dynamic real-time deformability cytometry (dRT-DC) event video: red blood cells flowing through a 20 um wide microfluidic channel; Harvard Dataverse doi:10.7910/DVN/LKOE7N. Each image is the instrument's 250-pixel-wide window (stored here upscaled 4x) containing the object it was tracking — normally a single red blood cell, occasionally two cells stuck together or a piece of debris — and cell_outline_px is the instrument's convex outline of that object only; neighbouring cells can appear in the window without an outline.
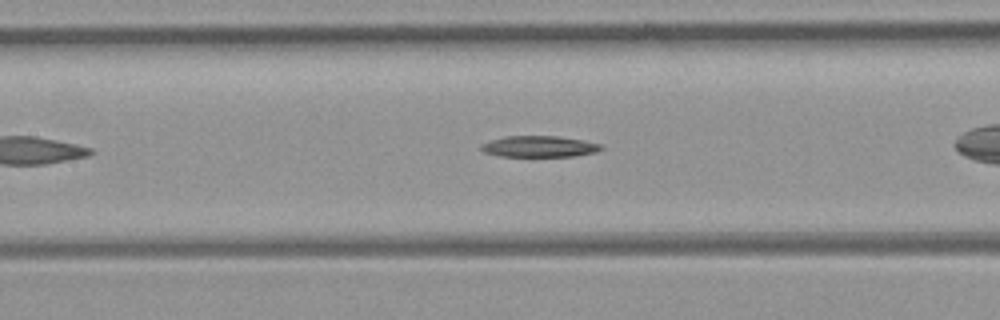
{"species": "common noctule bat (a hibernating species)", "species_latin": "Nyctalus noctula", "temperature_condition": "room temperature", "stored_images_in_passage": 27, "camera_frame_rate_fps": 3000, "um_per_image_px": 0.085, "animal": {"sex": "female", "body_mass_g": 21.9}, "frame": {"image": 1, "passage_image": 8, "time_ms": 2.333, "image_size_px": [1000, 320], "cell_outline_px": [[604, 148], [596, 152], [576, 156], [500, 156], [484, 152], [480, 148], [480, 144], [504, 136], [556, 136], [584, 140], [600, 144]], "centroid_in_image_um": [45.84, 12.45], "position_along_channel_um": 161.6, "area_um2": 14.8}}
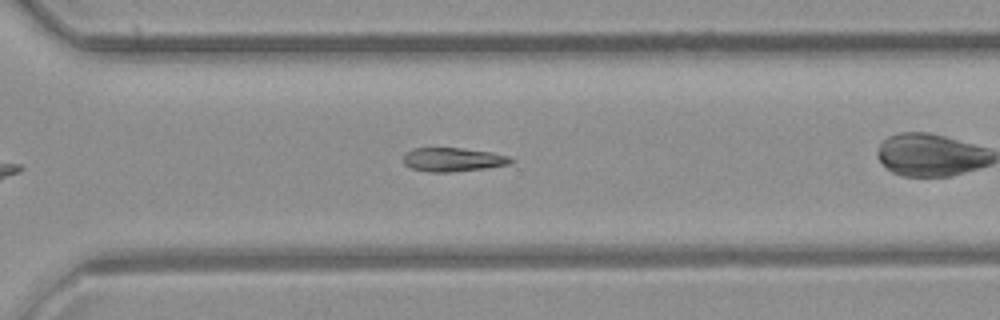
{"frame": {"image": 2, "passage_image": 20, "time_ms": 6.333, "image_size_px": [1000, 320], "cell_outline_px": [[516, 160], [508, 164], [488, 168], [452, 172], [428, 172], [412, 168], [404, 164], [404, 156], [412, 148], [460, 148], [492, 152], [512, 156]], "centroid_in_image_um": [38.56, 13.57], "position_along_channel_um": 332.0, "area_um2": 15.03}}